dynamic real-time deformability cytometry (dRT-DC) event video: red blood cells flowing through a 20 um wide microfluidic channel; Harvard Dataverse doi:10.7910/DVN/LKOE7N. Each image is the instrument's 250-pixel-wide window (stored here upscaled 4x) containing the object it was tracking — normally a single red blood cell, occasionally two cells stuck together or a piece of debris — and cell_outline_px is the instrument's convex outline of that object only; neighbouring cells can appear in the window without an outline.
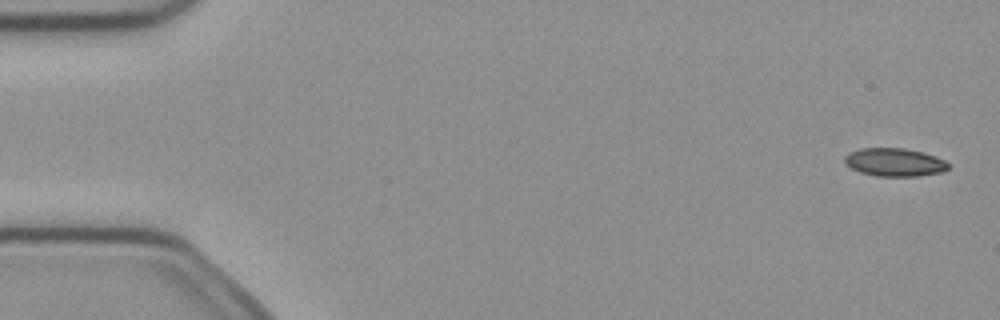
{"species": "common noctule bat (a hibernating species)", "species_latin": "Nyctalus noctula", "temperature_condition": "cold", "stored_images_in_passage": 5, "camera_frame_rate_fps": 3000, "um_per_image_px": 0.085, "animal": {"sex": "female", "body_mass_g": 21.9}, "frame": {"image": 1, "passage_image": 1, "time_ms": 0.0, "image_size_px": [1000, 320], "cell_outline_px": [[948, 168], [944, 172], [916, 176], [876, 176], [860, 172], [844, 164], [844, 156], [848, 152], [860, 148], [904, 148], [924, 152], [936, 156], [944, 160], [948, 164]], "centroid_in_image_um": [76.02, 13.78], "position_along_channel_um": 9.0, "area_um2": 17.17}}